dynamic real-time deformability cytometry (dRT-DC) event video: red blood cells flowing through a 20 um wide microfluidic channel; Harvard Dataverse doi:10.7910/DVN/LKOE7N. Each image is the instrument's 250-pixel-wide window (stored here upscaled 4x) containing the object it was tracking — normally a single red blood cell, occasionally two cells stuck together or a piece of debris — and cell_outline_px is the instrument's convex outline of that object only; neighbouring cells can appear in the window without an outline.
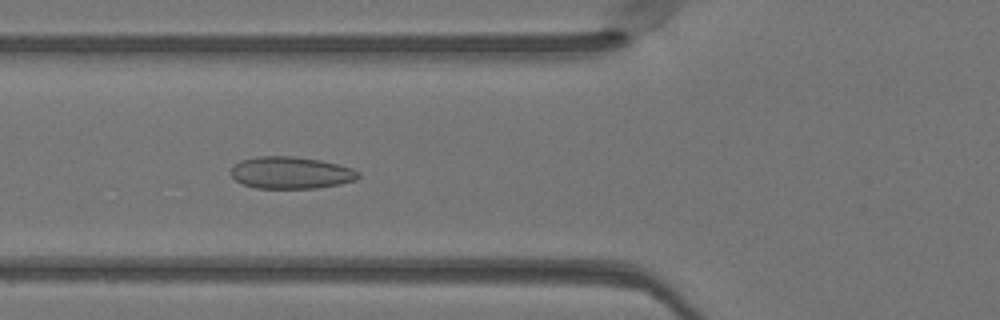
{"species": "Egyptian fruit bat (a non-hibernating species)", "species_latin": "Rousettus aegyptiacus", "temperature_condition": "warm", "stored_images_in_passage": 37, "camera_frame_rate_fps": 3000, "um_per_image_px": 0.085, "animal": {"sex": "female"}, "frame": {"image": 1, "passage_image": 6, "time_ms": 1.667, "image_size_px": [1000, 320], "cell_outline_px": [[360, 176], [356, 180], [340, 184], [316, 188], [256, 188], [244, 184], [236, 180], [232, 176], [232, 168], [240, 160], [256, 156], [292, 156], [320, 160], [352, 168], [360, 172]], "centroid_in_image_um": [24.75, 14.68], "position_along_channel_um": 101.1, "area_um2": 23.7}}
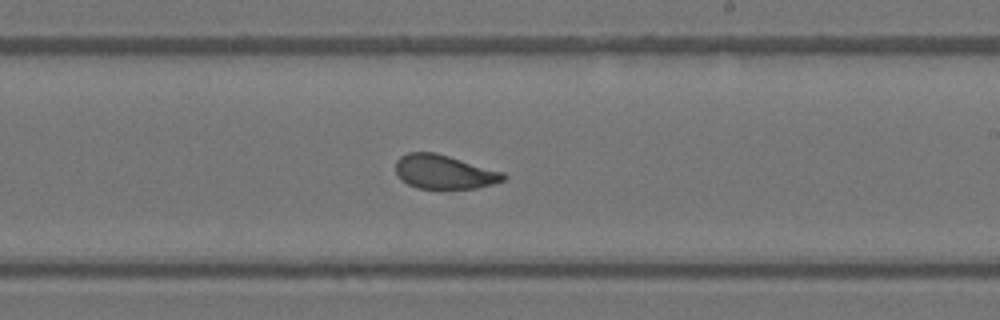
{"frame": {"image": 2, "passage_image": 17, "time_ms": 5.333, "image_size_px": [1000, 320], "cell_outline_px": [[508, 176], [504, 180], [492, 184], [476, 188], [416, 188], [408, 184], [396, 172], [396, 160], [400, 156], [408, 152], [436, 152], [504, 172]], "centroid_in_image_um": [37.77, 14.6], "position_along_channel_um": 251.2, "area_um2": 21.27}}
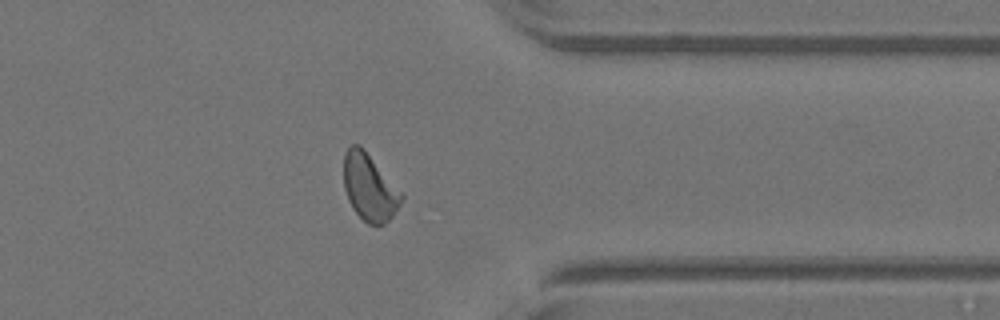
{"frame": {"image": 3, "passage_image": 27, "time_ms": 8.667, "image_size_px": [1000, 320], "cell_outline_px": [[404, 196], [400, 204], [392, 216], [384, 224], [368, 224], [352, 208], [348, 200], [344, 188], [344, 152], [352, 144], [360, 144], [364, 148], [404, 192]], "centroid_in_image_um": [31.42, 15.88], "position_along_channel_um": 380.0, "area_um2": 22.77}, "authors_computed_cell_mechanics": {"area_um2": 22.253, "velocity_mm_per_s": 4.099, "shape_relaxation_time_tau1_ms": null, "shape_relaxation_time_tau2_ms": 0.8027, "deformation_change_tau1": null, "deformation_change_tau2": 0.0708}}